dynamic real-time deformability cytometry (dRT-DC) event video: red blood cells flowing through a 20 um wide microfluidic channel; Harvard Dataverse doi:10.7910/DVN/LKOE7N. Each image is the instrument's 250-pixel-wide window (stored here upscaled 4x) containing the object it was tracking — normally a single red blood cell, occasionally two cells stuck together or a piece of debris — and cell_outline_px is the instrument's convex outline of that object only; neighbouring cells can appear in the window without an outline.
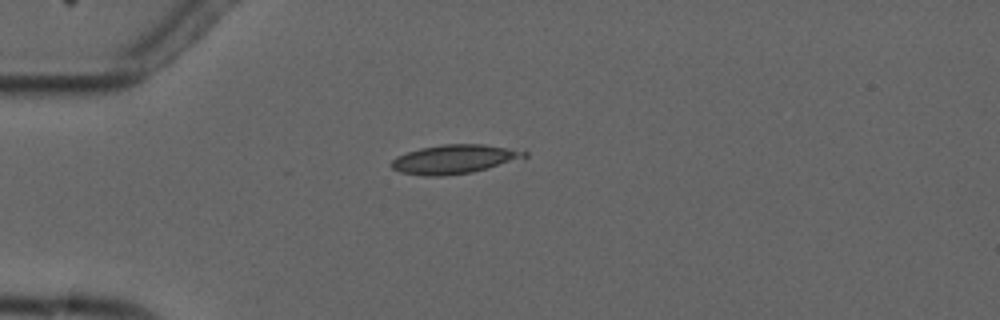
{"species": "common noctule bat (a hibernating species)", "species_latin": "Nyctalus noctula", "temperature_condition": "cold", "stored_images_in_passage": 8, "camera_frame_rate_fps": 3000, "um_per_image_px": 0.085, "animal": {"sex": "male", "forearm_length_mm": 52.5}, "frame": {"image": 1, "passage_image": 4, "time_ms": 3.333, "image_size_px": [1000, 320], "cell_outline_px": [[528, 156], [488, 168], [472, 172], [440, 176], [424, 176], [400, 172], [392, 168], [392, 160], [396, 156], [420, 148], [444, 144], [484, 144], [528, 152]], "centroid_in_image_um": [38.58, 13.53], "position_along_channel_um": 46.4, "area_um2": 22.14}}
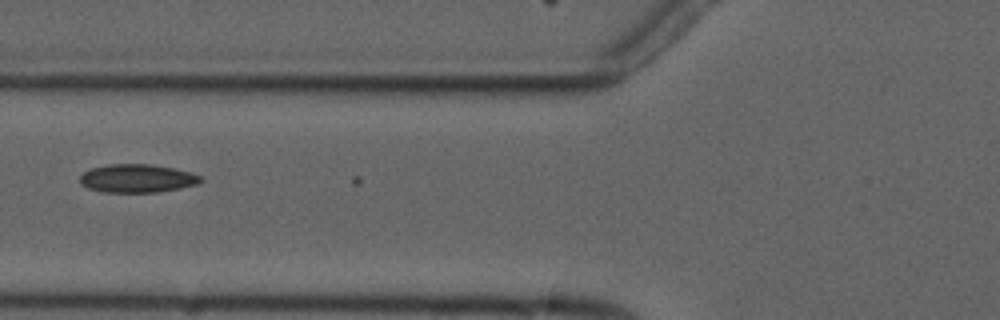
{"frame": {"image": 2, "passage_image": 6, "time_ms": 5.667, "image_size_px": [1000, 320], "cell_outline_px": [[204, 180], [200, 184], [180, 188], [156, 192], [100, 192], [88, 188], [80, 184], [80, 176], [84, 172], [92, 168], [108, 164], [148, 164], [176, 168], [192, 172], [200, 176]], "centroid_in_image_um": [11.69, 15.16], "position_along_channel_um": 114.1, "area_um2": 20.11}}